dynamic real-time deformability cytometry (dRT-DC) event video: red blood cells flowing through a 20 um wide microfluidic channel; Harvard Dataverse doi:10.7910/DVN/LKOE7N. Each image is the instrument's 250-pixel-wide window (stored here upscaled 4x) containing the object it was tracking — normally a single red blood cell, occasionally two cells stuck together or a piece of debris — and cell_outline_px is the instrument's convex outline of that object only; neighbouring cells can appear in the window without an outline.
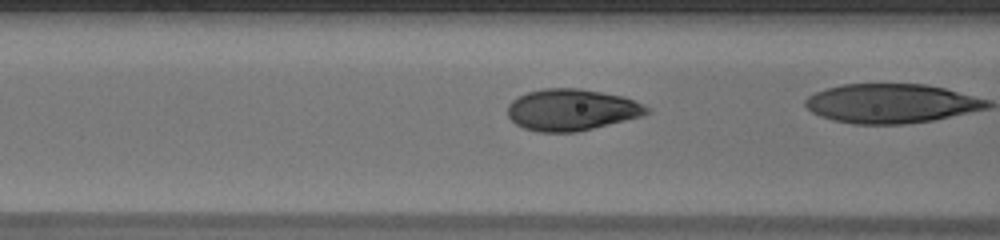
{"species": "human", "species_latin": "Homo sapiens", "temperature_condition": "warm", "stored_images_in_passage": 32, "camera_frame_rate_fps": 3000, "um_per_image_px": 0.085, "donor": {"sex": "male"}, "frame": {"image": 1, "passage_image": 14, "time_ms": 4.333, "image_size_px": [1000, 240], "cell_outline_px": [[652, 112], [640, 116], [576, 132], [540, 132], [524, 128], [516, 124], [508, 116], [508, 104], [512, 100], [528, 92], [544, 88], [580, 88], [624, 96], [644, 104], [652, 108]], "centroid_in_image_um": [48.61, 9.32], "position_along_channel_um": 118.0, "area_um2": 33.64}}